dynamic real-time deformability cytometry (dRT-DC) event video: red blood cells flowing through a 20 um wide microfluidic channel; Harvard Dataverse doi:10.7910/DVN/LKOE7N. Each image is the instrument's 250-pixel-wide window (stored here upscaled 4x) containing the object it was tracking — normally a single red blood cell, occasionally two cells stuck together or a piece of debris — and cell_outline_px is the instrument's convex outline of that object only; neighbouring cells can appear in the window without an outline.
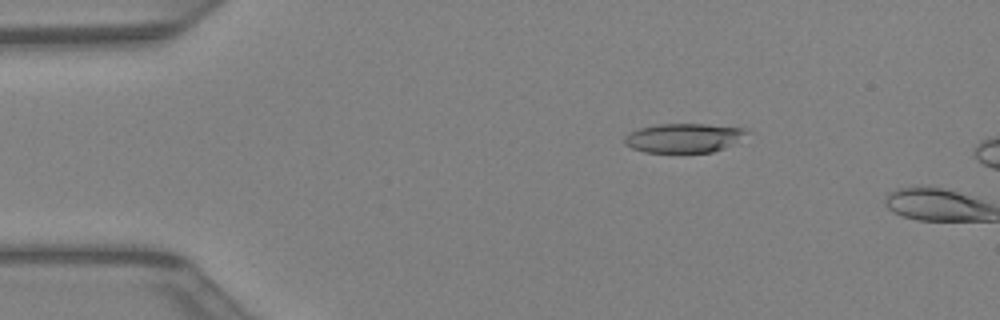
{"species": "Egyptian fruit bat (a non-hibernating species)", "species_latin": "Rousettus aegyptiacus", "temperature_condition": "warm", "stored_images_in_passage": 8, "camera_frame_rate_fps": 3000, "um_per_image_px": 0.085, "animal": {"sex": "female"}, "frame": {"image": 1, "passage_image": 7, "time_ms": 2.0, "image_size_px": [1000, 320], "cell_outline_px": [[752, 132], [724, 148], [712, 152], [644, 152], [632, 148], [624, 144], [624, 136], [640, 128], [660, 124], [704, 124], [744, 128]], "centroid_in_image_um": [58.13, 11.72], "position_along_channel_um": 26.9, "area_um2": 20.63}}